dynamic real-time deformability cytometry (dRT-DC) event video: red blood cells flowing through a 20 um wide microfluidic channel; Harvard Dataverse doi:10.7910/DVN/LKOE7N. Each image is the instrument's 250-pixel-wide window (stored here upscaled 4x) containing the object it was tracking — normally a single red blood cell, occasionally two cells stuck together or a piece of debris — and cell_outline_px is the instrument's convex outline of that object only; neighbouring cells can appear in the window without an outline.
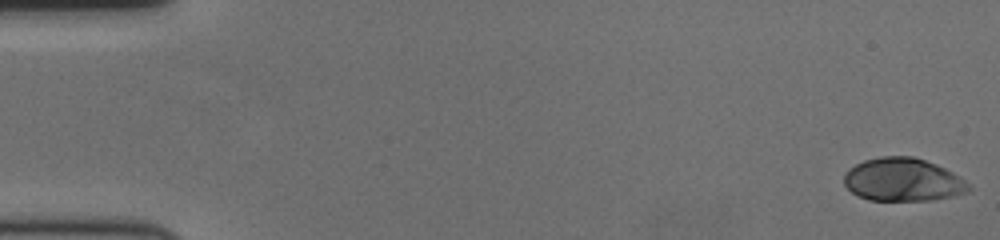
{"species": "human", "species_latin": "Homo sapiens", "temperature_condition": "cold", "stored_images_in_passage": 59, "camera_frame_rate_fps": 3000, "um_per_image_px": 0.085, "donor": {"sex": "female"}, "frame": {"image": 1, "passage_image": 1, "time_ms": 0.0, "image_size_px": [1000, 240], "cell_outline_px": [[972, 188], [968, 192], [952, 196], [932, 200], [868, 200], [856, 196], [844, 184], [844, 172], [848, 168], [864, 160], [880, 156], [912, 156], [936, 164], [952, 172], [964, 180]], "centroid_in_image_um": [76.71, 15.28], "position_along_channel_um": 8.3, "area_um2": 31.39}}
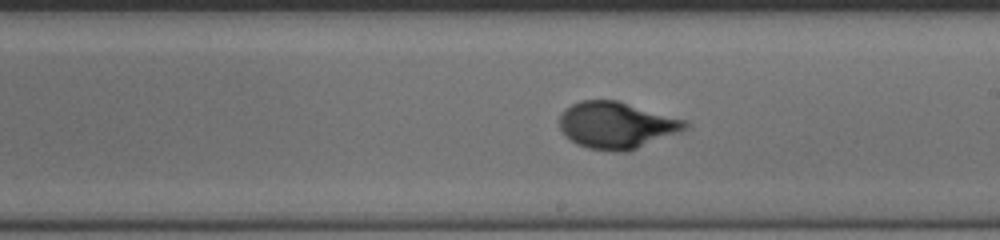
{"frame": {"image": 2, "passage_image": 34, "time_ms": 11.0, "image_size_px": [1000, 240], "cell_outline_px": [[688, 128], [680, 132], [628, 152], [612, 152], [588, 148], [576, 144], [564, 136], [560, 128], [560, 112], [564, 108], [580, 100], [616, 100], [688, 120]], "centroid_in_image_um": [52.4, 10.65], "position_along_channel_um": 236.6, "area_um2": 34.62}}
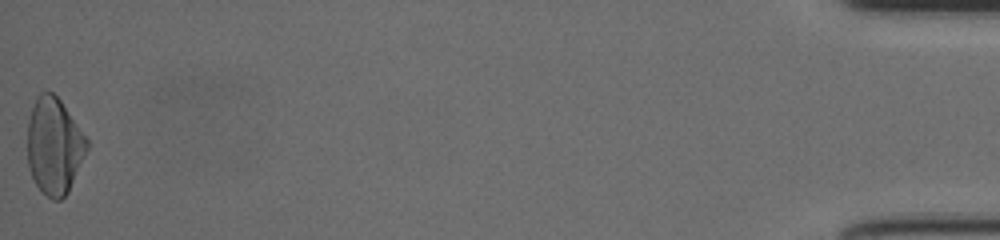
{"frame": {"image": 3, "passage_image": 59, "time_ms": 19.333, "image_size_px": [1000, 240], "cell_outline_px": [[88, 148], [68, 192], [60, 200], [52, 200], [36, 184], [28, 168], [28, 120], [36, 96], [40, 92], [52, 92], [60, 100], [88, 140]], "centroid_in_image_um": [4.6, 12.4], "position_along_channel_um": 430.6, "area_um2": 33.06}, "authors_computed_cell_mechanics": {"area_um2": 32.4258, "velocity_mm_per_s": 3.5174, "shape_relaxation_time_tau1_ms": 4.5063, "shape_relaxation_time_tau2_ms": null, "deformation_change_tau1": 0.2088, "deformation_change_tau2": null}}